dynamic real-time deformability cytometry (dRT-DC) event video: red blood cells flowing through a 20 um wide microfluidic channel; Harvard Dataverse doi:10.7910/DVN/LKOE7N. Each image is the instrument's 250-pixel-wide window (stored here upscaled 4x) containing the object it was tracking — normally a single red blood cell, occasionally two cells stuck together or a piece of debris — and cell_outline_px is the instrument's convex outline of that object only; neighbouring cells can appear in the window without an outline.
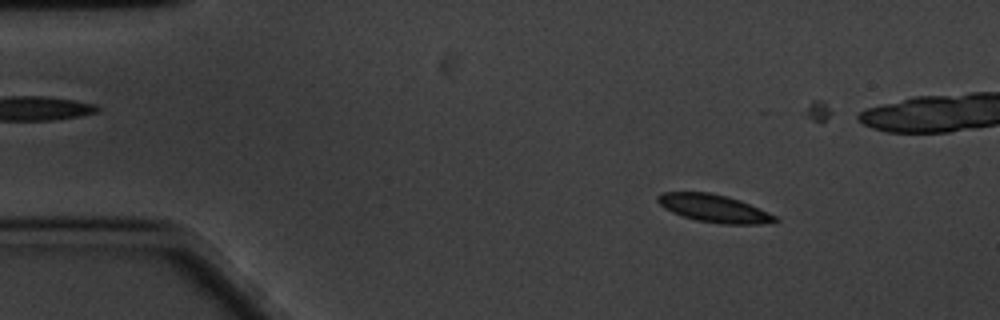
{"species": "common noctule bat (a hibernating species)", "species_latin": "Nyctalus noctula", "temperature_condition": "cold", "stored_images_in_passage": 60, "camera_frame_rate_fps": 3000, "um_per_image_px": 0.085, "animal": {"sex": "male", "body_mass_g": 20.1, "forearm_length_mm": 53.5}, "frame": {"image": 1, "passage_image": 8, "time_ms": 2.333, "image_size_px": [1000, 320], "cell_outline_px": [[780, 220], [764, 224], [720, 224], [696, 220], [672, 212], [664, 208], [656, 200], [656, 196], [660, 192], [708, 192], [740, 200], [768, 212], [776, 216]], "centroid_in_image_um": [60.68, 17.71], "position_along_channel_um": 24.3, "area_um2": 18.9}}
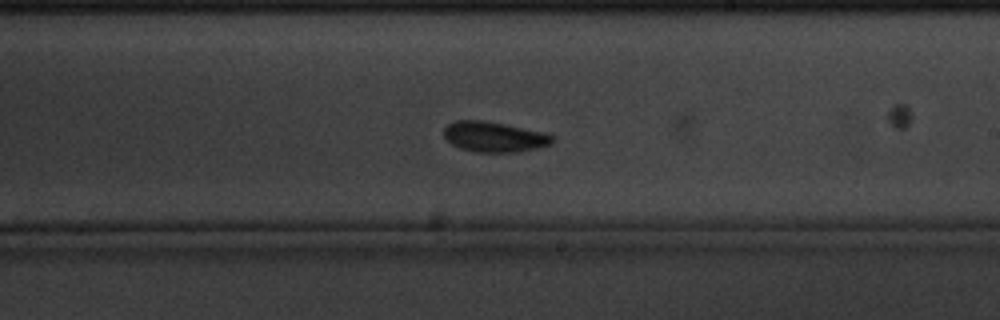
{"frame": {"image": 2, "passage_image": 34, "time_ms": 11.0, "image_size_px": [1000, 320], "cell_outline_px": [[556, 136], [552, 144], [520, 152], [476, 152], [460, 148], [452, 144], [444, 136], [444, 128], [448, 124], [456, 120], [480, 120], [504, 124], [548, 132]], "centroid_in_image_um": [42.07, 11.63], "position_along_channel_um": 246.9, "area_um2": 19.36}}
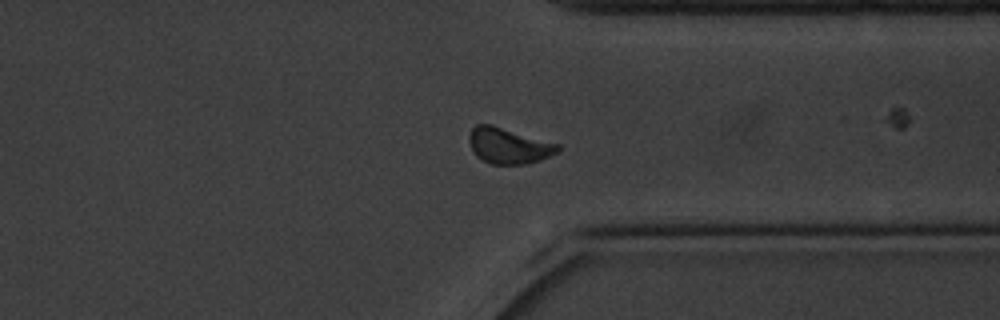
{"frame": {"image": 3, "passage_image": 45, "time_ms": 14.667, "image_size_px": [1000, 320], "cell_outline_px": [[560, 148], [556, 152], [540, 160], [524, 164], [492, 164], [480, 160], [472, 152], [468, 140], [468, 136], [472, 128], [476, 124], [492, 124], [560, 144]], "centroid_in_image_um": [43.18, 12.38], "position_along_channel_um": 368.2, "area_um2": 18.67}, "authors_computed_cell_mechanics": {"area_um2": 18.7272, "velocity_mm_per_s": 3.3287, "shape_relaxation_time_tau1_ms": 2.4205, "shape_relaxation_time_tau2_ms": null, "deformation_change_tau1": 0.0674, "deformation_change_tau2": null}}